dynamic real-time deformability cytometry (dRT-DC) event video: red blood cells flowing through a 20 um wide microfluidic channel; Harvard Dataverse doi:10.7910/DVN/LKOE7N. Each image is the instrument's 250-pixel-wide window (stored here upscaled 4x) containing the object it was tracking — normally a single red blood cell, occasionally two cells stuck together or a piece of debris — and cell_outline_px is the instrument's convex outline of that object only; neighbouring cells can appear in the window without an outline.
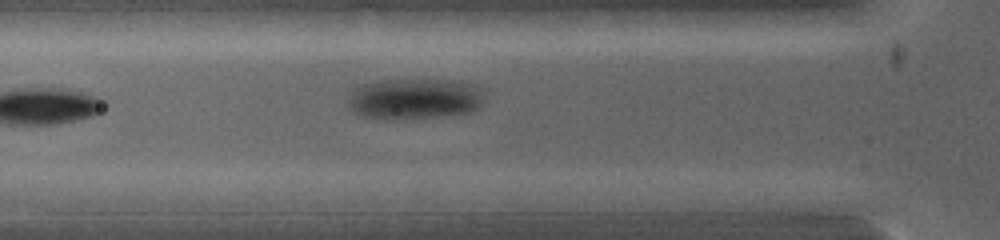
{"species": "common noctule bat (a hibernating species)", "species_latin": "Nyctalus noctula", "temperature_condition": "warm", "stored_images_in_passage": 10, "camera_frame_rate_fps": 5000, "um_per_image_px": 0.085, "animal": {"sex": "female", "body_mass_g": 19.0, "forearm_length_mm": 53.3}, "frame": {"image": 1, "passage_image": 10, "time_ms": 2.8, "image_size_px": [1000, 240], "cell_outline_px": [[484, 96], [480, 108], [468, 112], [436, 116], [388, 120], [364, 116], [352, 112], [348, 104], [348, 100], [352, 92], [356, 88], [364, 84], [380, 80], [460, 80], [476, 84], [484, 92]], "centroid_in_image_um": [35.27, 8.39], "position_along_channel_um": 90.5, "area_um2": 32.6}}